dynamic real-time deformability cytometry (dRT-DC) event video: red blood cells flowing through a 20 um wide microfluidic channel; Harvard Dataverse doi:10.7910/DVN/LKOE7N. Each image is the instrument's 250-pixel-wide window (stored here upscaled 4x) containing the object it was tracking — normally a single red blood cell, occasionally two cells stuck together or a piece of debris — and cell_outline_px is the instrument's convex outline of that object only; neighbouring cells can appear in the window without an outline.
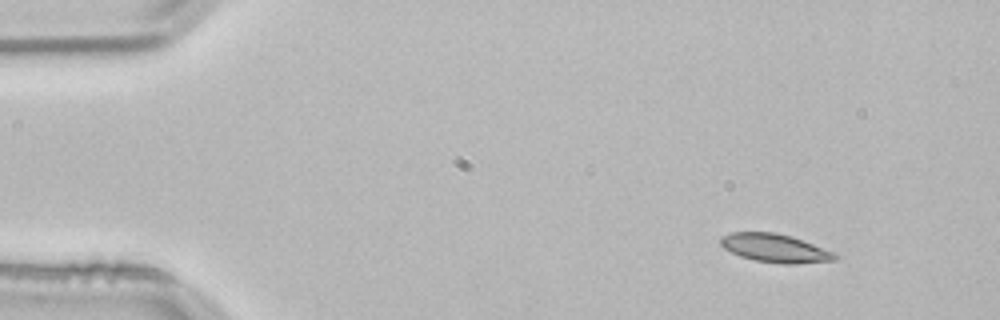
{"species": "common noctule bat (a hibernating species)", "species_latin": "Nyctalus noctula", "temperature_condition": "room temperature", "stored_images_in_passage": 48, "camera_frame_rate_fps": 3000, "um_per_image_px": 0.085, "animal": {"sex": "male", "body_mass_g": 21.5, "forearm_length_mm": 52.0}, "frame": {"image": 1, "passage_image": 1, "time_ms": 0.0, "image_size_px": [1000, 320], "cell_outline_px": [[840, 256], [836, 260], [796, 264], [784, 264], [756, 260], [740, 256], [724, 248], [720, 244], [720, 236], [732, 232], [776, 232], [792, 236], [836, 252]], "centroid_in_image_um": [65.92, 21.08], "position_along_channel_um": 19.1, "area_um2": 19.13}}
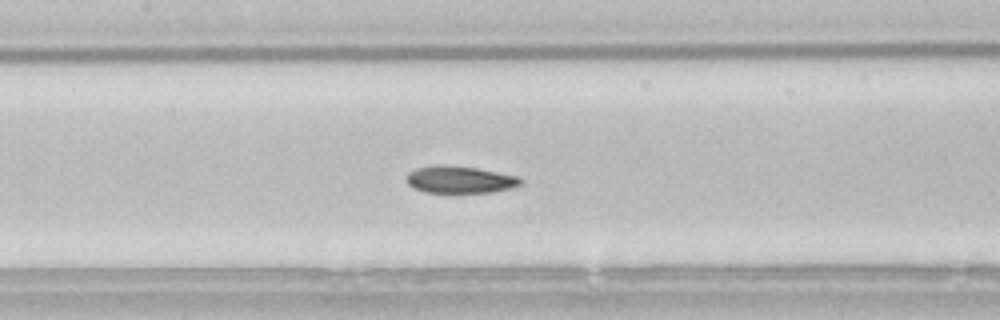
{"frame": {"image": 2, "passage_image": 20, "time_ms": 6.333, "image_size_px": [1000, 320], "cell_outline_px": [[520, 184], [508, 188], [492, 192], [424, 192], [412, 188], [408, 184], [408, 172], [416, 168], [436, 164], [440, 164], [476, 168], [520, 176]], "centroid_in_image_um": [39.04, 15.25], "position_along_channel_um": 168.4, "area_um2": 17.86}}
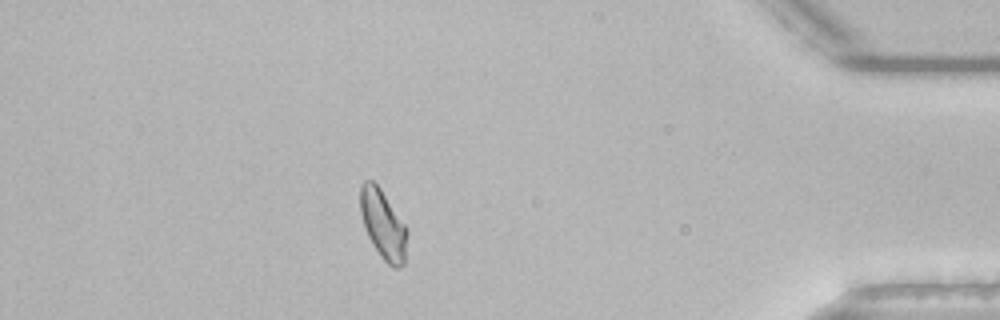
{"frame": {"image": 3, "passage_image": 42, "time_ms": 13.667, "image_size_px": [1000, 320], "cell_outline_px": [[408, 232], [404, 264], [396, 268], [392, 268], [380, 256], [372, 244], [368, 236], [360, 212], [360, 184], [364, 180], [372, 180], [380, 188], [408, 228]], "centroid_in_image_um": [32.57, 19.08], "position_along_channel_um": 402.6, "area_um2": 18.96}, "authors_computed_cell_mechanics": {"area_um2": 18.6983, "velocity_mm_per_s": 3.8145, "shape_relaxation_time_tau1_ms": 4.4832, "shape_relaxation_time_tau2_ms": 5.214, "deformation_change_tau1": 0.1201, "deformation_change_tau2": 0.1088}}